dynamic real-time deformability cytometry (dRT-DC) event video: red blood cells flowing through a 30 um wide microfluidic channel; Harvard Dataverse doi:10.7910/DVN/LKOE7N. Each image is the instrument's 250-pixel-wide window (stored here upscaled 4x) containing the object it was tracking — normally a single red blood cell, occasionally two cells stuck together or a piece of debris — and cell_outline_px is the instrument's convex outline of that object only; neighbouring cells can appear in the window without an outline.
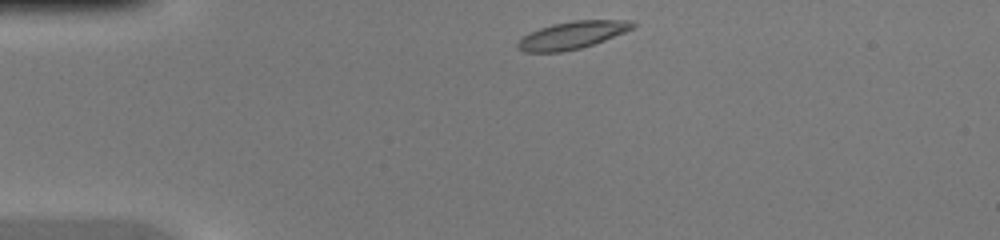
{"species": "common noctule bat (a hibernating species)", "species_latin": "Nyctalus noctula", "temperature_condition": "warm", "stored_images_in_passage": 37, "camera_frame_rate_fps": 3000, "um_per_image_px": 0.085, "animal": {"sex": "female", "body_mass_g": 20.0, "forearm_length_mm": 54.0}, "frame": {"image": 1, "passage_image": 1, "time_ms": 0.0, "image_size_px": [1000, 240], "cell_outline_px": [[636, 24], [632, 28], [624, 32], [604, 40], [580, 48], [560, 52], [524, 52], [516, 48], [516, 44], [528, 32], [552, 24], [572, 20], [632, 20]], "centroid_in_image_um": [48.6, 2.98], "position_along_channel_um": 36.4, "area_um2": 18.32}}
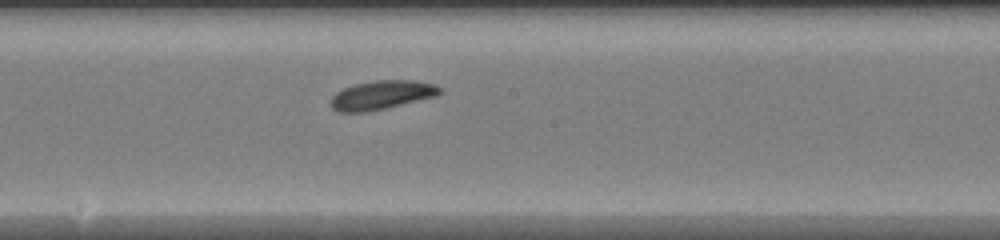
{"frame": {"image": 2, "passage_image": 16, "time_ms": 5.0, "image_size_px": [1000, 240], "cell_outline_px": [[444, 92], [436, 96], [384, 108], [364, 112], [336, 112], [332, 108], [332, 96], [336, 92], [344, 88], [356, 84], [376, 80], [416, 80], [436, 84], [444, 88]], "centroid_in_image_um": [32.5, 8.06], "position_along_channel_um": 215.7, "area_um2": 18.32}}
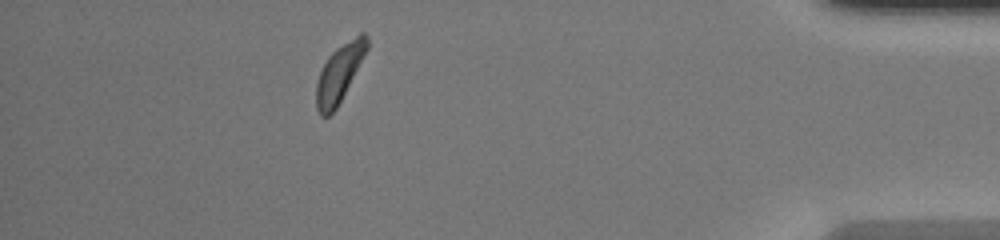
{"frame": {"image": 3, "passage_image": 32, "time_ms": 10.333, "image_size_px": [1000, 240], "cell_outline_px": [[368, 48], [336, 108], [328, 116], [320, 116], [316, 108], [316, 84], [320, 72], [328, 56], [336, 48], [360, 32], [364, 32], [368, 36]], "centroid_in_image_um": [28.83, 6.2], "position_along_channel_um": 406.4, "area_um2": 16.65}}